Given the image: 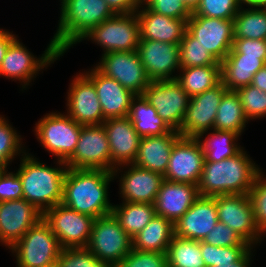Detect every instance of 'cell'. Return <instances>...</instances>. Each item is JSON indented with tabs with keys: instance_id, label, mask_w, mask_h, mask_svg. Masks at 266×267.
Here are the masks:
<instances>
[{
	"instance_id": "obj_49",
	"label": "cell",
	"mask_w": 266,
	"mask_h": 267,
	"mask_svg": "<svg viewBox=\"0 0 266 267\" xmlns=\"http://www.w3.org/2000/svg\"><path fill=\"white\" fill-rule=\"evenodd\" d=\"M115 14H129L136 12L142 0H105Z\"/></svg>"
},
{
	"instance_id": "obj_41",
	"label": "cell",
	"mask_w": 266,
	"mask_h": 267,
	"mask_svg": "<svg viewBox=\"0 0 266 267\" xmlns=\"http://www.w3.org/2000/svg\"><path fill=\"white\" fill-rule=\"evenodd\" d=\"M241 6L240 0H201L191 16L233 20Z\"/></svg>"
},
{
	"instance_id": "obj_13",
	"label": "cell",
	"mask_w": 266,
	"mask_h": 267,
	"mask_svg": "<svg viewBox=\"0 0 266 267\" xmlns=\"http://www.w3.org/2000/svg\"><path fill=\"white\" fill-rule=\"evenodd\" d=\"M65 164L72 169H101L111 172V152L102 124L82 126L75 151Z\"/></svg>"
},
{
	"instance_id": "obj_47",
	"label": "cell",
	"mask_w": 266,
	"mask_h": 267,
	"mask_svg": "<svg viewBox=\"0 0 266 267\" xmlns=\"http://www.w3.org/2000/svg\"><path fill=\"white\" fill-rule=\"evenodd\" d=\"M23 198L21 180L16 170H0V202Z\"/></svg>"
},
{
	"instance_id": "obj_37",
	"label": "cell",
	"mask_w": 266,
	"mask_h": 267,
	"mask_svg": "<svg viewBox=\"0 0 266 267\" xmlns=\"http://www.w3.org/2000/svg\"><path fill=\"white\" fill-rule=\"evenodd\" d=\"M166 258L168 267H206L200 241L192 239L174 236L167 248Z\"/></svg>"
},
{
	"instance_id": "obj_1",
	"label": "cell",
	"mask_w": 266,
	"mask_h": 267,
	"mask_svg": "<svg viewBox=\"0 0 266 267\" xmlns=\"http://www.w3.org/2000/svg\"><path fill=\"white\" fill-rule=\"evenodd\" d=\"M112 172L101 169L68 168L64 178L62 204L93 218L112 212L110 186Z\"/></svg>"
},
{
	"instance_id": "obj_7",
	"label": "cell",
	"mask_w": 266,
	"mask_h": 267,
	"mask_svg": "<svg viewBox=\"0 0 266 267\" xmlns=\"http://www.w3.org/2000/svg\"><path fill=\"white\" fill-rule=\"evenodd\" d=\"M62 249L42 218L8 251L15 257L16 267H45L58 260Z\"/></svg>"
},
{
	"instance_id": "obj_10",
	"label": "cell",
	"mask_w": 266,
	"mask_h": 267,
	"mask_svg": "<svg viewBox=\"0 0 266 267\" xmlns=\"http://www.w3.org/2000/svg\"><path fill=\"white\" fill-rule=\"evenodd\" d=\"M62 248L87 247L91 237L93 217L74 211L60 203L43 213Z\"/></svg>"
},
{
	"instance_id": "obj_53",
	"label": "cell",
	"mask_w": 266,
	"mask_h": 267,
	"mask_svg": "<svg viewBox=\"0 0 266 267\" xmlns=\"http://www.w3.org/2000/svg\"><path fill=\"white\" fill-rule=\"evenodd\" d=\"M245 7L266 8V0H240Z\"/></svg>"
},
{
	"instance_id": "obj_23",
	"label": "cell",
	"mask_w": 266,
	"mask_h": 267,
	"mask_svg": "<svg viewBox=\"0 0 266 267\" xmlns=\"http://www.w3.org/2000/svg\"><path fill=\"white\" fill-rule=\"evenodd\" d=\"M82 72L94 83L105 119L128 116L136 95L113 78L102 74L94 65Z\"/></svg>"
},
{
	"instance_id": "obj_16",
	"label": "cell",
	"mask_w": 266,
	"mask_h": 267,
	"mask_svg": "<svg viewBox=\"0 0 266 267\" xmlns=\"http://www.w3.org/2000/svg\"><path fill=\"white\" fill-rule=\"evenodd\" d=\"M114 180L118 179V193L121 201L154 204L164 176L142 169L134 164L116 167L112 171Z\"/></svg>"
},
{
	"instance_id": "obj_25",
	"label": "cell",
	"mask_w": 266,
	"mask_h": 267,
	"mask_svg": "<svg viewBox=\"0 0 266 267\" xmlns=\"http://www.w3.org/2000/svg\"><path fill=\"white\" fill-rule=\"evenodd\" d=\"M199 197L198 185L164 179L154 202L155 213L175 224Z\"/></svg>"
},
{
	"instance_id": "obj_17",
	"label": "cell",
	"mask_w": 266,
	"mask_h": 267,
	"mask_svg": "<svg viewBox=\"0 0 266 267\" xmlns=\"http://www.w3.org/2000/svg\"><path fill=\"white\" fill-rule=\"evenodd\" d=\"M204 160L203 149L198 139L181 136L172 147L164 179L198 185Z\"/></svg>"
},
{
	"instance_id": "obj_46",
	"label": "cell",
	"mask_w": 266,
	"mask_h": 267,
	"mask_svg": "<svg viewBox=\"0 0 266 267\" xmlns=\"http://www.w3.org/2000/svg\"><path fill=\"white\" fill-rule=\"evenodd\" d=\"M214 246H251L238 233L224 223L218 221L203 240Z\"/></svg>"
},
{
	"instance_id": "obj_4",
	"label": "cell",
	"mask_w": 266,
	"mask_h": 267,
	"mask_svg": "<svg viewBox=\"0 0 266 267\" xmlns=\"http://www.w3.org/2000/svg\"><path fill=\"white\" fill-rule=\"evenodd\" d=\"M59 20L52 36L57 51L64 56L68 50L94 27L115 13L105 0H59Z\"/></svg>"
},
{
	"instance_id": "obj_54",
	"label": "cell",
	"mask_w": 266,
	"mask_h": 267,
	"mask_svg": "<svg viewBox=\"0 0 266 267\" xmlns=\"http://www.w3.org/2000/svg\"><path fill=\"white\" fill-rule=\"evenodd\" d=\"M201 0H183L187 8L193 13L199 6Z\"/></svg>"
},
{
	"instance_id": "obj_24",
	"label": "cell",
	"mask_w": 266,
	"mask_h": 267,
	"mask_svg": "<svg viewBox=\"0 0 266 267\" xmlns=\"http://www.w3.org/2000/svg\"><path fill=\"white\" fill-rule=\"evenodd\" d=\"M218 223L215 197L200 196L174 224V236L203 241Z\"/></svg>"
},
{
	"instance_id": "obj_28",
	"label": "cell",
	"mask_w": 266,
	"mask_h": 267,
	"mask_svg": "<svg viewBox=\"0 0 266 267\" xmlns=\"http://www.w3.org/2000/svg\"><path fill=\"white\" fill-rule=\"evenodd\" d=\"M221 64L222 83L228 90H237L250 85L254 74L266 65V62L251 56H226Z\"/></svg>"
},
{
	"instance_id": "obj_8",
	"label": "cell",
	"mask_w": 266,
	"mask_h": 267,
	"mask_svg": "<svg viewBox=\"0 0 266 267\" xmlns=\"http://www.w3.org/2000/svg\"><path fill=\"white\" fill-rule=\"evenodd\" d=\"M91 41L102 50V54L113 51H137L140 41V23L136 12L115 14L94 27L79 43Z\"/></svg>"
},
{
	"instance_id": "obj_52",
	"label": "cell",
	"mask_w": 266,
	"mask_h": 267,
	"mask_svg": "<svg viewBox=\"0 0 266 267\" xmlns=\"http://www.w3.org/2000/svg\"><path fill=\"white\" fill-rule=\"evenodd\" d=\"M251 85L266 92V65L254 74Z\"/></svg>"
},
{
	"instance_id": "obj_21",
	"label": "cell",
	"mask_w": 266,
	"mask_h": 267,
	"mask_svg": "<svg viewBox=\"0 0 266 267\" xmlns=\"http://www.w3.org/2000/svg\"><path fill=\"white\" fill-rule=\"evenodd\" d=\"M137 52L151 81L176 79L181 68L178 44L140 40Z\"/></svg>"
},
{
	"instance_id": "obj_22",
	"label": "cell",
	"mask_w": 266,
	"mask_h": 267,
	"mask_svg": "<svg viewBox=\"0 0 266 267\" xmlns=\"http://www.w3.org/2000/svg\"><path fill=\"white\" fill-rule=\"evenodd\" d=\"M102 125L105 128L111 152V172L116 167L133 164L138 154L141 137L135 131L129 117L108 118Z\"/></svg>"
},
{
	"instance_id": "obj_45",
	"label": "cell",
	"mask_w": 266,
	"mask_h": 267,
	"mask_svg": "<svg viewBox=\"0 0 266 267\" xmlns=\"http://www.w3.org/2000/svg\"><path fill=\"white\" fill-rule=\"evenodd\" d=\"M142 4L157 14L175 19H189L192 15L183 0H142Z\"/></svg>"
},
{
	"instance_id": "obj_20",
	"label": "cell",
	"mask_w": 266,
	"mask_h": 267,
	"mask_svg": "<svg viewBox=\"0 0 266 267\" xmlns=\"http://www.w3.org/2000/svg\"><path fill=\"white\" fill-rule=\"evenodd\" d=\"M228 89L221 82L216 87L190 97L181 128L182 137L197 138L201 133L214 128L221 98Z\"/></svg>"
},
{
	"instance_id": "obj_48",
	"label": "cell",
	"mask_w": 266,
	"mask_h": 267,
	"mask_svg": "<svg viewBox=\"0 0 266 267\" xmlns=\"http://www.w3.org/2000/svg\"><path fill=\"white\" fill-rule=\"evenodd\" d=\"M227 56H251L266 62V40L234 39L232 49Z\"/></svg>"
},
{
	"instance_id": "obj_3",
	"label": "cell",
	"mask_w": 266,
	"mask_h": 267,
	"mask_svg": "<svg viewBox=\"0 0 266 267\" xmlns=\"http://www.w3.org/2000/svg\"><path fill=\"white\" fill-rule=\"evenodd\" d=\"M248 153L244 147L234 157L219 162L204 161L198 183L200 196L249 194L261 167Z\"/></svg>"
},
{
	"instance_id": "obj_31",
	"label": "cell",
	"mask_w": 266,
	"mask_h": 267,
	"mask_svg": "<svg viewBox=\"0 0 266 267\" xmlns=\"http://www.w3.org/2000/svg\"><path fill=\"white\" fill-rule=\"evenodd\" d=\"M197 139L203 149L204 161L219 162L234 157L244 148L238 142L240 136L233 131L211 129L201 133Z\"/></svg>"
},
{
	"instance_id": "obj_43",
	"label": "cell",
	"mask_w": 266,
	"mask_h": 267,
	"mask_svg": "<svg viewBox=\"0 0 266 267\" xmlns=\"http://www.w3.org/2000/svg\"><path fill=\"white\" fill-rule=\"evenodd\" d=\"M57 261L60 267H111L101 262L86 247L63 248Z\"/></svg>"
},
{
	"instance_id": "obj_19",
	"label": "cell",
	"mask_w": 266,
	"mask_h": 267,
	"mask_svg": "<svg viewBox=\"0 0 266 267\" xmlns=\"http://www.w3.org/2000/svg\"><path fill=\"white\" fill-rule=\"evenodd\" d=\"M43 213L24 198L0 202V244L12 248L39 220Z\"/></svg>"
},
{
	"instance_id": "obj_2",
	"label": "cell",
	"mask_w": 266,
	"mask_h": 267,
	"mask_svg": "<svg viewBox=\"0 0 266 267\" xmlns=\"http://www.w3.org/2000/svg\"><path fill=\"white\" fill-rule=\"evenodd\" d=\"M16 168L22 183L23 198L44 213L62 202L63 185L68 169L65 161L53 160L47 165L27 151Z\"/></svg>"
},
{
	"instance_id": "obj_35",
	"label": "cell",
	"mask_w": 266,
	"mask_h": 267,
	"mask_svg": "<svg viewBox=\"0 0 266 267\" xmlns=\"http://www.w3.org/2000/svg\"><path fill=\"white\" fill-rule=\"evenodd\" d=\"M234 39L266 40V8L241 6L233 19Z\"/></svg>"
},
{
	"instance_id": "obj_38",
	"label": "cell",
	"mask_w": 266,
	"mask_h": 267,
	"mask_svg": "<svg viewBox=\"0 0 266 267\" xmlns=\"http://www.w3.org/2000/svg\"><path fill=\"white\" fill-rule=\"evenodd\" d=\"M179 52L181 68L221 65L187 30L179 43Z\"/></svg>"
},
{
	"instance_id": "obj_33",
	"label": "cell",
	"mask_w": 266,
	"mask_h": 267,
	"mask_svg": "<svg viewBox=\"0 0 266 267\" xmlns=\"http://www.w3.org/2000/svg\"><path fill=\"white\" fill-rule=\"evenodd\" d=\"M175 81L190 97L196 96L222 82L221 65L180 68Z\"/></svg>"
},
{
	"instance_id": "obj_5",
	"label": "cell",
	"mask_w": 266,
	"mask_h": 267,
	"mask_svg": "<svg viewBox=\"0 0 266 267\" xmlns=\"http://www.w3.org/2000/svg\"><path fill=\"white\" fill-rule=\"evenodd\" d=\"M19 36L9 45L0 67V77L19 83L20 90H27L32 86L35 78L48 67L60 60L62 55L57 51L52 39L43 53L37 57L21 42ZM42 72V73H41Z\"/></svg>"
},
{
	"instance_id": "obj_29",
	"label": "cell",
	"mask_w": 266,
	"mask_h": 267,
	"mask_svg": "<svg viewBox=\"0 0 266 267\" xmlns=\"http://www.w3.org/2000/svg\"><path fill=\"white\" fill-rule=\"evenodd\" d=\"M174 237V224L162 216L153 219L133 238V249L166 253Z\"/></svg>"
},
{
	"instance_id": "obj_34",
	"label": "cell",
	"mask_w": 266,
	"mask_h": 267,
	"mask_svg": "<svg viewBox=\"0 0 266 267\" xmlns=\"http://www.w3.org/2000/svg\"><path fill=\"white\" fill-rule=\"evenodd\" d=\"M113 204L112 214L124 231L133 238L156 215L154 204L120 201Z\"/></svg>"
},
{
	"instance_id": "obj_15",
	"label": "cell",
	"mask_w": 266,
	"mask_h": 267,
	"mask_svg": "<svg viewBox=\"0 0 266 267\" xmlns=\"http://www.w3.org/2000/svg\"><path fill=\"white\" fill-rule=\"evenodd\" d=\"M143 95L172 130L181 128L190 96L175 80L151 81Z\"/></svg>"
},
{
	"instance_id": "obj_27",
	"label": "cell",
	"mask_w": 266,
	"mask_h": 267,
	"mask_svg": "<svg viewBox=\"0 0 266 267\" xmlns=\"http://www.w3.org/2000/svg\"><path fill=\"white\" fill-rule=\"evenodd\" d=\"M181 134L172 130L161 136L141 137L134 165L139 168L165 175L172 147Z\"/></svg>"
},
{
	"instance_id": "obj_32",
	"label": "cell",
	"mask_w": 266,
	"mask_h": 267,
	"mask_svg": "<svg viewBox=\"0 0 266 267\" xmlns=\"http://www.w3.org/2000/svg\"><path fill=\"white\" fill-rule=\"evenodd\" d=\"M250 121L245 116L240 96L235 90H227L218 106L214 130L233 131L240 137Z\"/></svg>"
},
{
	"instance_id": "obj_55",
	"label": "cell",
	"mask_w": 266,
	"mask_h": 267,
	"mask_svg": "<svg viewBox=\"0 0 266 267\" xmlns=\"http://www.w3.org/2000/svg\"><path fill=\"white\" fill-rule=\"evenodd\" d=\"M45 267H60V265H59L58 261H56L55 263H52V264L45 266Z\"/></svg>"
},
{
	"instance_id": "obj_39",
	"label": "cell",
	"mask_w": 266,
	"mask_h": 267,
	"mask_svg": "<svg viewBox=\"0 0 266 267\" xmlns=\"http://www.w3.org/2000/svg\"><path fill=\"white\" fill-rule=\"evenodd\" d=\"M252 246H214L200 241L201 255L206 267L237 262Z\"/></svg>"
},
{
	"instance_id": "obj_50",
	"label": "cell",
	"mask_w": 266,
	"mask_h": 267,
	"mask_svg": "<svg viewBox=\"0 0 266 267\" xmlns=\"http://www.w3.org/2000/svg\"><path fill=\"white\" fill-rule=\"evenodd\" d=\"M18 37L15 32L0 27V67L9 48V45Z\"/></svg>"
},
{
	"instance_id": "obj_44",
	"label": "cell",
	"mask_w": 266,
	"mask_h": 267,
	"mask_svg": "<svg viewBox=\"0 0 266 267\" xmlns=\"http://www.w3.org/2000/svg\"><path fill=\"white\" fill-rule=\"evenodd\" d=\"M116 267H168L166 253L133 249Z\"/></svg>"
},
{
	"instance_id": "obj_18",
	"label": "cell",
	"mask_w": 266,
	"mask_h": 267,
	"mask_svg": "<svg viewBox=\"0 0 266 267\" xmlns=\"http://www.w3.org/2000/svg\"><path fill=\"white\" fill-rule=\"evenodd\" d=\"M187 31L220 63L232 49L233 20L191 16L187 20Z\"/></svg>"
},
{
	"instance_id": "obj_14",
	"label": "cell",
	"mask_w": 266,
	"mask_h": 267,
	"mask_svg": "<svg viewBox=\"0 0 266 267\" xmlns=\"http://www.w3.org/2000/svg\"><path fill=\"white\" fill-rule=\"evenodd\" d=\"M78 72L68 85L65 113L78 124L101 125L106 119L94 83L83 72Z\"/></svg>"
},
{
	"instance_id": "obj_6",
	"label": "cell",
	"mask_w": 266,
	"mask_h": 267,
	"mask_svg": "<svg viewBox=\"0 0 266 267\" xmlns=\"http://www.w3.org/2000/svg\"><path fill=\"white\" fill-rule=\"evenodd\" d=\"M34 125L32 131L42 149L61 161H66L75 151L83 126L58 110L44 114Z\"/></svg>"
},
{
	"instance_id": "obj_42",
	"label": "cell",
	"mask_w": 266,
	"mask_h": 267,
	"mask_svg": "<svg viewBox=\"0 0 266 267\" xmlns=\"http://www.w3.org/2000/svg\"><path fill=\"white\" fill-rule=\"evenodd\" d=\"M261 168L256 176L255 183L249 192L256 226L266 237V173Z\"/></svg>"
},
{
	"instance_id": "obj_40",
	"label": "cell",
	"mask_w": 266,
	"mask_h": 267,
	"mask_svg": "<svg viewBox=\"0 0 266 267\" xmlns=\"http://www.w3.org/2000/svg\"><path fill=\"white\" fill-rule=\"evenodd\" d=\"M240 96L243 111L248 120H262L266 117V92L250 85L236 90Z\"/></svg>"
},
{
	"instance_id": "obj_36",
	"label": "cell",
	"mask_w": 266,
	"mask_h": 267,
	"mask_svg": "<svg viewBox=\"0 0 266 267\" xmlns=\"http://www.w3.org/2000/svg\"><path fill=\"white\" fill-rule=\"evenodd\" d=\"M5 117L0 116V170H10L12 162L20 159L29 149L23 141L24 136Z\"/></svg>"
},
{
	"instance_id": "obj_9",
	"label": "cell",
	"mask_w": 266,
	"mask_h": 267,
	"mask_svg": "<svg viewBox=\"0 0 266 267\" xmlns=\"http://www.w3.org/2000/svg\"><path fill=\"white\" fill-rule=\"evenodd\" d=\"M86 248L101 262L116 267L132 250L133 241L110 213L94 219Z\"/></svg>"
},
{
	"instance_id": "obj_26",
	"label": "cell",
	"mask_w": 266,
	"mask_h": 267,
	"mask_svg": "<svg viewBox=\"0 0 266 267\" xmlns=\"http://www.w3.org/2000/svg\"><path fill=\"white\" fill-rule=\"evenodd\" d=\"M140 23V40L178 44L187 30L188 19H175L157 14L141 4L136 10Z\"/></svg>"
},
{
	"instance_id": "obj_51",
	"label": "cell",
	"mask_w": 266,
	"mask_h": 267,
	"mask_svg": "<svg viewBox=\"0 0 266 267\" xmlns=\"http://www.w3.org/2000/svg\"><path fill=\"white\" fill-rule=\"evenodd\" d=\"M255 247H251L237 262L211 267H251L256 253Z\"/></svg>"
},
{
	"instance_id": "obj_30",
	"label": "cell",
	"mask_w": 266,
	"mask_h": 267,
	"mask_svg": "<svg viewBox=\"0 0 266 267\" xmlns=\"http://www.w3.org/2000/svg\"><path fill=\"white\" fill-rule=\"evenodd\" d=\"M128 117L140 137L161 136L172 131L144 95L132 99Z\"/></svg>"
},
{
	"instance_id": "obj_12",
	"label": "cell",
	"mask_w": 266,
	"mask_h": 267,
	"mask_svg": "<svg viewBox=\"0 0 266 267\" xmlns=\"http://www.w3.org/2000/svg\"><path fill=\"white\" fill-rule=\"evenodd\" d=\"M94 66L134 95H143L151 82L137 51H113L103 54Z\"/></svg>"
},
{
	"instance_id": "obj_11",
	"label": "cell",
	"mask_w": 266,
	"mask_h": 267,
	"mask_svg": "<svg viewBox=\"0 0 266 267\" xmlns=\"http://www.w3.org/2000/svg\"><path fill=\"white\" fill-rule=\"evenodd\" d=\"M218 221L238 233L249 245L259 248L265 236L256 226L249 194L216 196Z\"/></svg>"
}]
</instances>
